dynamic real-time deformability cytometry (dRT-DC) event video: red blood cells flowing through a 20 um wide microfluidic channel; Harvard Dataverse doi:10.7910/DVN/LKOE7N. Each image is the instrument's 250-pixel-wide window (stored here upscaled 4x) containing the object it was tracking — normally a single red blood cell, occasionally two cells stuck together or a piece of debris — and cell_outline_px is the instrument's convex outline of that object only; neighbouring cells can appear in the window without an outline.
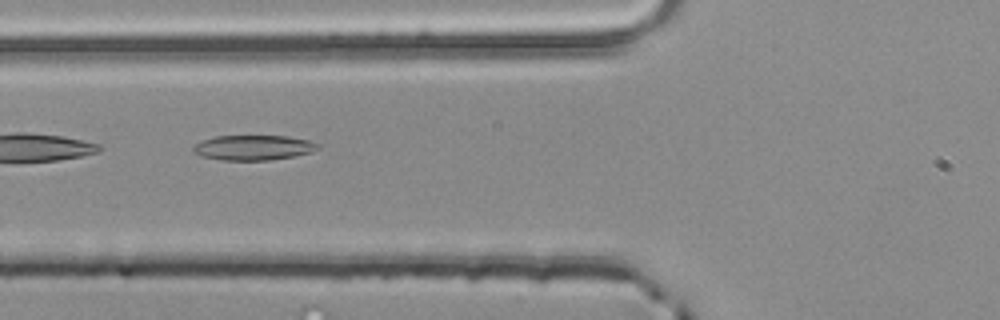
{"species": "common noctule bat (a hibernating species)", "species_latin": "Nyctalus noctula", "temperature_condition": "room temperature", "stored_images_in_passage": 5, "camera_frame_rate_fps": 3000, "um_per_image_px": 0.085, "animal": {"sex": "male", "body_mass_g": 20.4}, "frame": {"image": 1, "passage_image": 4, "time_ms": 1.0, "image_size_px": [1000, 320], "cell_outline_px": [[320, 148], [312, 152], [296, 156], [272, 160], [220, 160], [200, 156], [192, 152], [192, 148], [196, 144], [204, 140], [216, 136], [288, 136], [308, 140], [320, 144]], "centroid_in_image_um": [21.56, 12.55], "position_along_channel_um": 104.2, "area_um2": 18.32}}
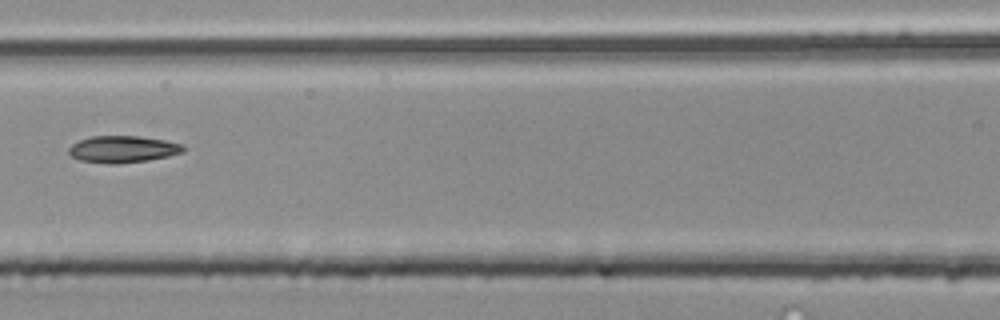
{"frame": {"image": 2, "passage_image": 5, "time_ms": 1.333, "image_size_px": [1000, 320], "cell_outline_px": [[184, 152], [168, 156], [148, 160], [116, 164], [108, 164], [80, 160], [72, 156], [68, 152], [68, 148], [72, 144], [80, 140], [92, 136], [140, 136], [164, 140], [184, 144]], "centroid_in_image_um": [10.45, 12.68], "position_along_channel_um": 156.2, "area_um2": 17.92}}